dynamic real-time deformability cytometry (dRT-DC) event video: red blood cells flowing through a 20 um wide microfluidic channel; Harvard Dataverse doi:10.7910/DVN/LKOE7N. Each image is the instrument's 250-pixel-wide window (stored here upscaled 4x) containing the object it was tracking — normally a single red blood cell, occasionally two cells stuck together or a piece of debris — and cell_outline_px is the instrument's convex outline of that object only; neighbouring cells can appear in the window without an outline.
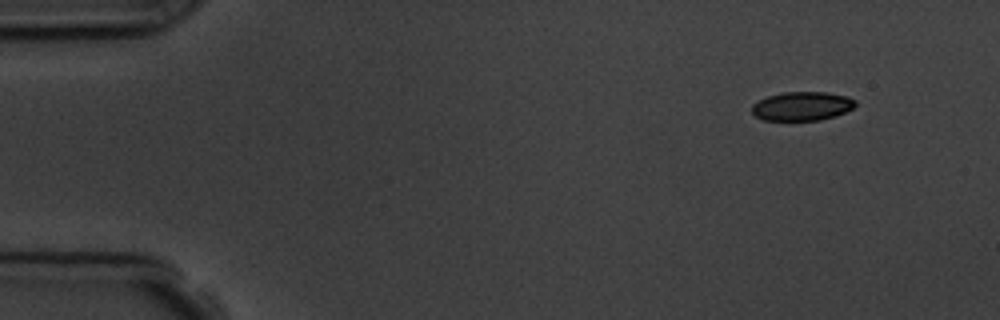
{"species": "common noctule bat (a hibernating species)", "species_latin": "Nyctalus noctula", "temperature_condition": "room temperature", "stored_images_in_passage": 4, "camera_frame_rate_fps": 3000, "um_per_image_px": 0.085, "animal": {"sex": "male", "body_mass_g": 19.5, "forearm_length_mm": 54.6}, "frame": {"image": 1, "passage_image": 1, "time_ms": 0.0, "image_size_px": [1000, 320], "cell_outline_px": [[856, 104], [852, 108], [836, 116], [820, 120], [764, 120], [756, 116], [752, 112], [752, 104], [768, 96], [784, 92], [828, 92], [848, 96], [856, 100]], "centroid_in_image_um": [68.2, 9.02], "position_along_channel_um": 16.8, "area_um2": 17.4}}
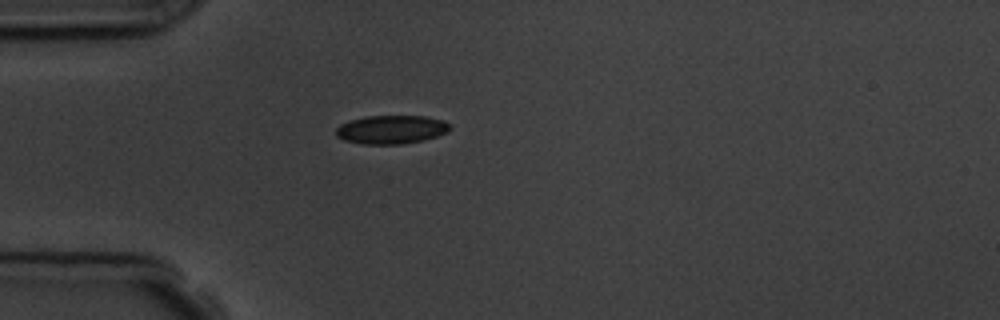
{"frame": {"image": 2, "passage_image": 4, "time_ms": 3.333, "image_size_px": [1000, 320], "cell_outline_px": [[452, 128], [448, 132], [436, 136], [420, 140], [400, 144], [364, 144], [344, 140], [336, 136], [336, 128], [340, 124], [352, 120], [368, 116], [424, 116], [444, 120], [452, 124]], "centroid_in_image_um": [33.29, 11.0], "position_along_channel_um": 51.7, "area_um2": 18.9}}